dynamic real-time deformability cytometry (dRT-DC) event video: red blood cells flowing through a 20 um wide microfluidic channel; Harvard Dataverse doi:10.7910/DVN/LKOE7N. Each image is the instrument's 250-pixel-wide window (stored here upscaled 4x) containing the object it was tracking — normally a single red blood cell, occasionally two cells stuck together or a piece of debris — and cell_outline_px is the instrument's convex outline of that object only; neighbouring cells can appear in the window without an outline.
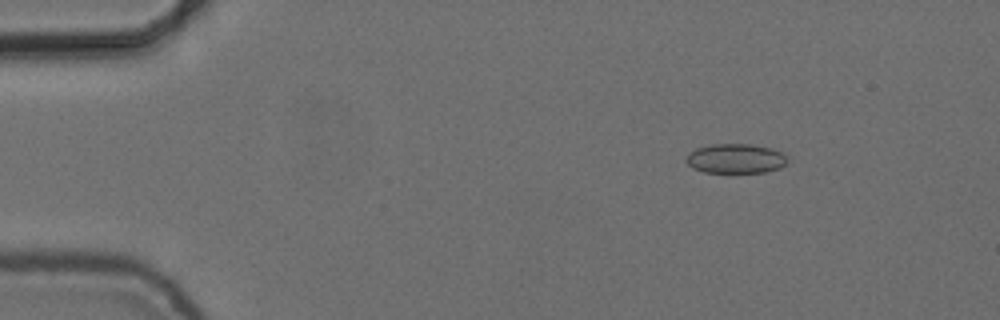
{"species": "common noctule bat (a hibernating species)", "species_latin": "Nyctalus noctula", "temperature_condition": "cold", "stored_images_in_passage": 55, "camera_frame_rate_fps": 3000, "um_per_image_px": 0.085, "animal": {"sex": "female", "body_mass_g": 24.6, "forearm_length_mm": 56.2}, "frame": {"image": 1, "passage_image": 8, "time_ms": 2.333, "image_size_px": [1000, 320], "cell_outline_px": [[788, 160], [780, 168], [764, 172], [704, 172], [692, 168], [684, 160], [688, 152], [696, 148], [712, 144], [752, 144], [772, 148], [784, 152]], "centroid_in_image_um": [62.52, 13.47], "position_along_channel_um": 22.5, "area_um2": 17.63}}
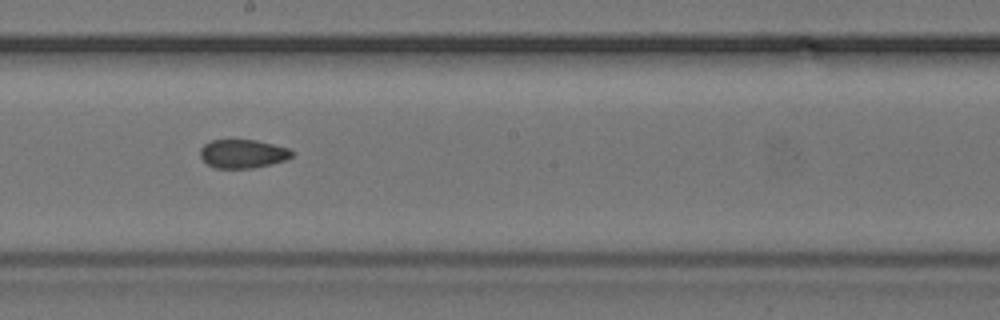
{"frame": {"image": 2, "passage_image": 31, "time_ms": 10.0, "image_size_px": [1000, 320], "cell_outline_px": [[296, 152], [292, 156], [284, 160], [252, 168], [216, 168], [208, 164], [200, 156], [200, 148], [204, 144], [212, 140], [256, 140], [288, 148]], "centroid_in_image_um": [20.63, 13.06], "position_along_channel_um": 227.6, "area_um2": 15.14}}
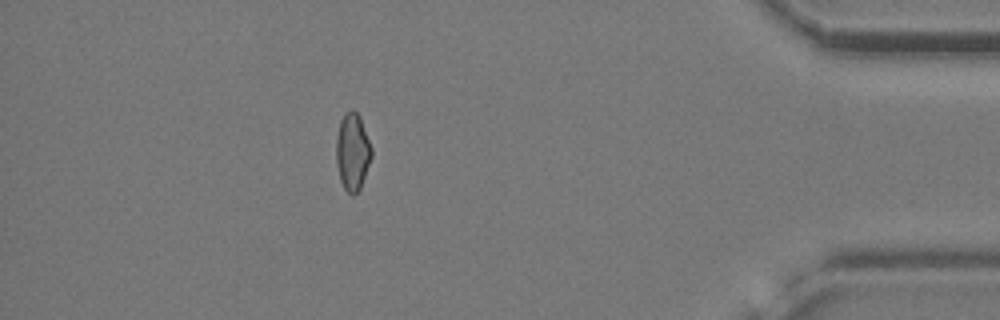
{"frame": {"image": 3, "passage_image": 49, "time_ms": 16.0, "image_size_px": [1000, 320], "cell_outline_px": [[372, 156], [360, 188], [352, 196], [344, 188], [340, 180], [336, 164], [336, 136], [340, 120], [344, 112], [352, 108], [360, 116], [372, 148]], "centroid_in_image_um": [29.95, 12.86], "position_along_channel_um": 405.3, "area_um2": 16.07}, "authors_computed_cell_mechanics": {"area_um2": 16.1262, "velocity_mm_per_s": 3.7379, "shape_relaxation_time_tau1_ms": null, "shape_relaxation_time_tau2_ms": 3.5637, "deformation_change_tau1": null, "deformation_change_tau2": 0.0866}}